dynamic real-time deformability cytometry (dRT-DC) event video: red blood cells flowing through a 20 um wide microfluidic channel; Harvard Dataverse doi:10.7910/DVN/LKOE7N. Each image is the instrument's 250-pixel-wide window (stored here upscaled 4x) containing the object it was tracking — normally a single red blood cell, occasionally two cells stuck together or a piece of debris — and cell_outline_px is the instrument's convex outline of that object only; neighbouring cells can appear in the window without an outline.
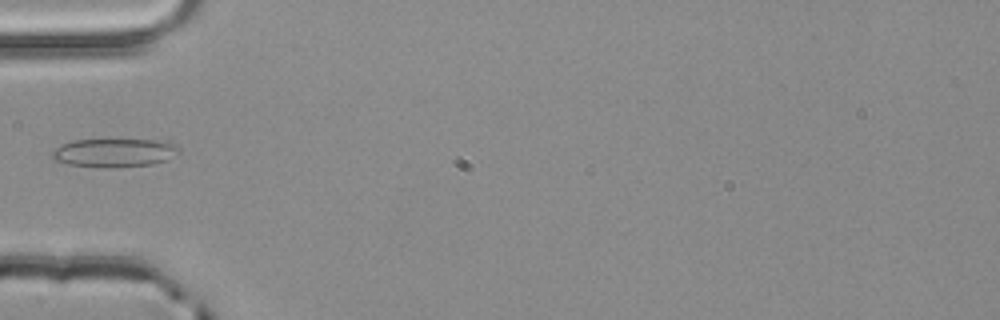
{"species": "common noctule bat (a hibernating species)", "species_latin": "Nyctalus noctula", "temperature_condition": "room temperature", "stored_images_in_passage": 4, "segment_of_instrument_passage": [2, 2], "camera_frame_rate_fps": 3000, "um_per_image_px": 0.085, "animal": {"sex": "male", "body_mass_g": 20.4}, "frame": {"image": 1, "passage_image": 4, "time_ms": 1.0, "image_size_px": [1000, 320], "cell_outline_px": [[180, 148], [168, 160], [152, 164], [120, 168], [104, 168], [68, 164], [56, 160], [52, 156], [52, 152], [56, 148], [64, 144], [76, 140], [160, 140], [176, 144]], "centroid_in_image_um": [9.75, 13.0], "position_along_channel_um": 75.2, "area_um2": 20.98}}